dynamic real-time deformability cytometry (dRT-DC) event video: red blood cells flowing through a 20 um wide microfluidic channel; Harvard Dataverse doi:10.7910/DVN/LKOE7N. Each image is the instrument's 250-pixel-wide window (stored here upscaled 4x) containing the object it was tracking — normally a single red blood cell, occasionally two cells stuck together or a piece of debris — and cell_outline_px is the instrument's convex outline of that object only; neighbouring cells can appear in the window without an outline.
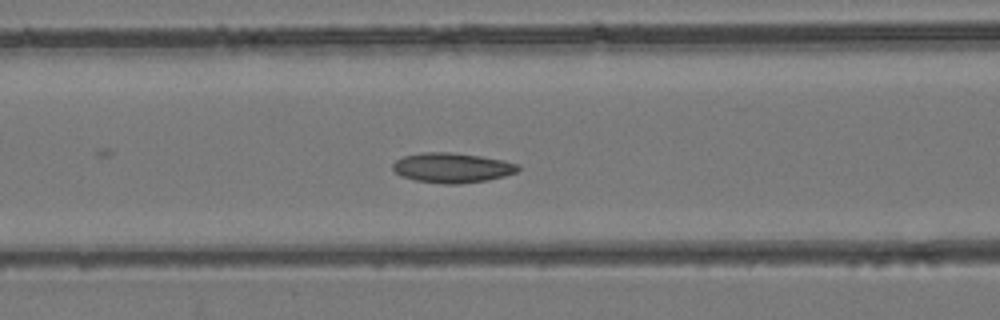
{"species": "common noctule bat (a hibernating species)", "species_latin": "Nyctalus noctula", "temperature_condition": "room temperature", "stored_images_in_passage": 29, "camera_frame_rate_fps": 3000, "um_per_image_px": 0.085, "animal": {"sex": "female", "body_mass_g": 24.6, "forearm_length_mm": 56.2}, "frame": {"image": 1, "passage_image": 12, "time_ms": 3.667, "image_size_px": [1000, 320], "cell_outline_px": [[520, 168], [516, 172], [504, 176], [488, 180], [456, 184], [444, 184], [416, 180], [400, 176], [392, 168], [392, 164], [396, 160], [404, 156], [424, 152], [452, 152], [480, 156], [504, 160], [520, 164]], "centroid_in_image_um": [38.44, 14.25], "position_along_channel_um": 128.2, "area_um2": 21.85}}
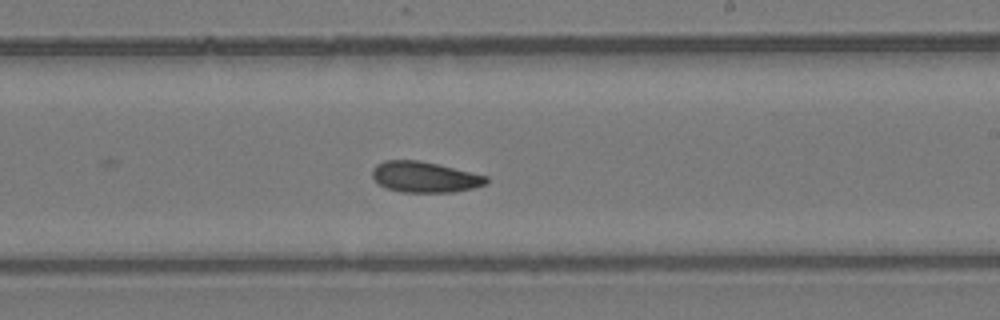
{"frame": {"image": 2, "passage_image": 20, "time_ms": 6.333, "image_size_px": [1000, 320], "cell_outline_px": [[488, 184], [472, 188], [452, 192], [400, 192], [388, 188], [380, 184], [372, 176], [372, 168], [376, 164], [384, 160], [420, 160], [488, 176]], "centroid_in_image_um": [36.1, 15.04], "position_along_channel_um": 252.9, "area_um2": 20.4}}
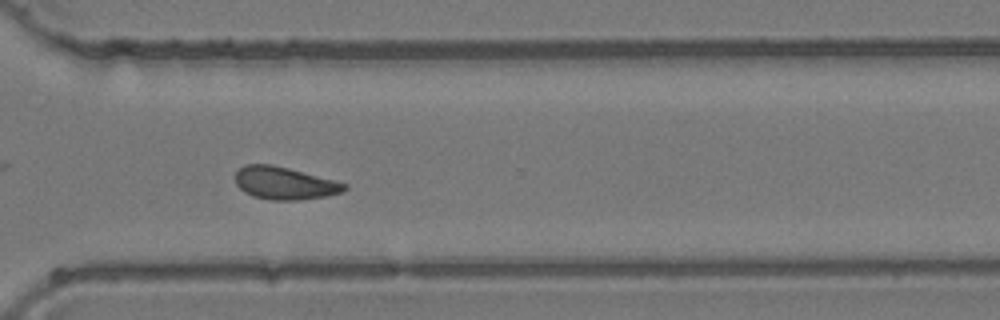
{"frame": {"image": 3, "passage_image": 26, "time_ms": 8.333, "image_size_px": [1000, 320], "cell_outline_px": [[348, 188], [344, 192], [324, 196], [300, 200], [268, 200], [252, 196], [244, 192], [236, 184], [236, 172], [244, 164], [272, 164], [288, 168], [348, 184]], "centroid_in_image_um": [24.18, 15.58], "position_along_channel_um": 346.4, "area_um2": 20.69}}